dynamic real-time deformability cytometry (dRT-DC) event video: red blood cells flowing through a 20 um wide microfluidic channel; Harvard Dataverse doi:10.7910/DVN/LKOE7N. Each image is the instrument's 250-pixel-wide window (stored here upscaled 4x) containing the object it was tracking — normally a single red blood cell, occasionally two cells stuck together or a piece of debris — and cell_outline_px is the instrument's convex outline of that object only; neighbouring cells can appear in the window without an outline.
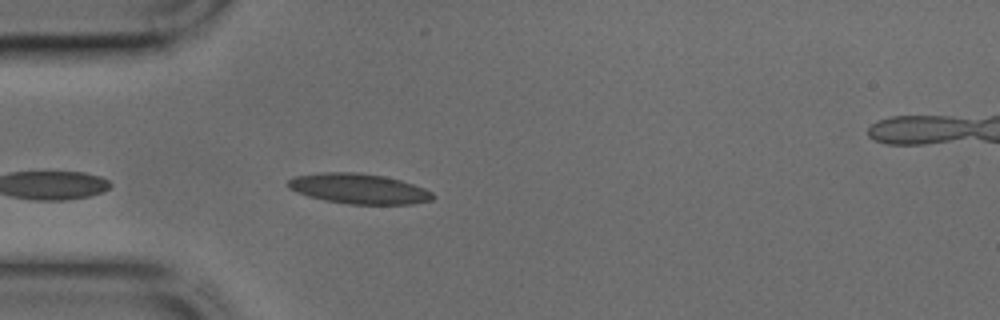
{"species": "common noctule bat (a hibernating species)", "species_latin": "Nyctalus noctula", "temperature_condition": "cold", "stored_images_in_passage": 20, "camera_frame_rate_fps": 3000, "um_per_image_px": 0.085, "animal": {"sex": "male", "body_mass_g": 17.9, "forearm_length_mm": 54.2}, "frame": {"image": 1, "passage_image": 1, "time_ms": 0.0, "image_size_px": [1000, 320], "cell_outline_px": [[436, 196], [432, 200], [412, 204], [348, 204], [324, 200], [308, 196], [296, 192], [288, 188], [288, 180], [292, 176], [320, 172], [356, 172], [384, 176], [400, 180], [424, 188], [432, 192]], "centroid_in_image_um": [30.47, 16.04], "position_along_channel_um": 54.5, "area_um2": 25.61}}